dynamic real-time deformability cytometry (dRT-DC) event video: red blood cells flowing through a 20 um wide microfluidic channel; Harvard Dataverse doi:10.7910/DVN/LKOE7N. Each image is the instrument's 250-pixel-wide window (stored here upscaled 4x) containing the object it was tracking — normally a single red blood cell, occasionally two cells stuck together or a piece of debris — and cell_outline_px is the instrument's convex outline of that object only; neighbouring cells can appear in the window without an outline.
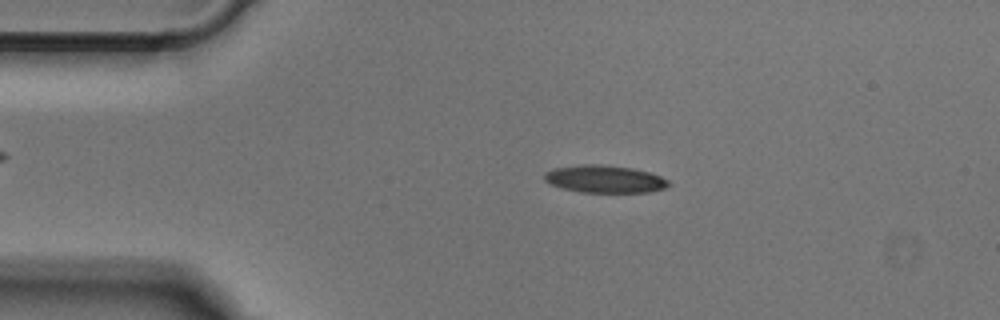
{"species": "Egyptian fruit bat (a non-hibernating species)", "species_latin": "Rousettus aegyptiacus", "temperature_condition": "cold", "stored_images_in_passage": 49, "camera_frame_rate_fps": 3000, "um_per_image_px": 0.085, "animal": {"sex": "male"}, "frame": {"image": 1, "passage_image": 9, "time_ms": 2.667, "image_size_px": [1000, 320], "cell_outline_px": [[672, 184], [664, 188], [648, 192], [580, 192], [548, 184], [544, 180], [544, 172], [552, 168], [580, 164], [600, 164], [632, 168], [648, 172], [660, 176], [668, 180]], "centroid_in_image_um": [51.36, 15.21], "position_along_channel_um": 33.6, "area_um2": 20.0}}
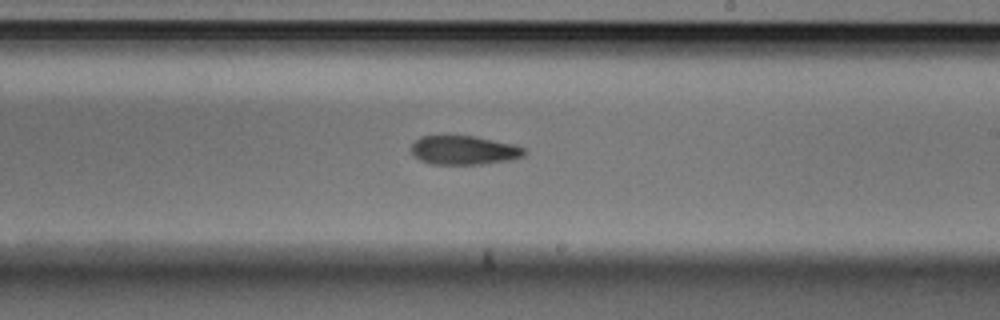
{"frame": {"image": 2, "passage_image": 28, "time_ms": 9.0, "image_size_px": [1000, 320], "cell_outline_px": [[528, 152], [524, 156], [512, 160], [480, 164], [432, 164], [420, 160], [412, 152], [412, 144], [420, 136], [440, 132], [472, 136], [516, 144], [524, 148]], "centroid_in_image_um": [39.43, 12.72], "position_along_channel_um": 249.6, "area_um2": 19.83}}
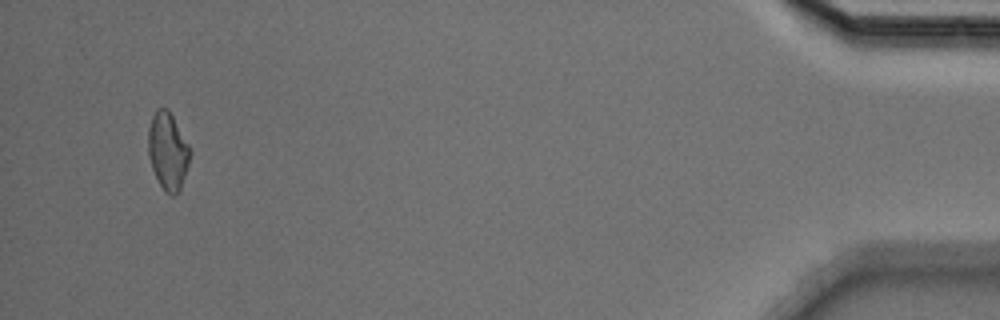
{"frame": {"image": 3, "passage_image": 47, "time_ms": 15.333, "image_size_px": [1000, 320], "cell_outline_px": [[192, 152], [180, 192], [176, 196], [172, 196], [164, 192], [152, 168], [148, 156], [148, 128], [152, 116], [156, 108], [168, 108], [188, 144]], "centroid_in_image_um": [14.27, 12.87], "position_along_channel_um": 420.9, "area_um2": 19.07}}